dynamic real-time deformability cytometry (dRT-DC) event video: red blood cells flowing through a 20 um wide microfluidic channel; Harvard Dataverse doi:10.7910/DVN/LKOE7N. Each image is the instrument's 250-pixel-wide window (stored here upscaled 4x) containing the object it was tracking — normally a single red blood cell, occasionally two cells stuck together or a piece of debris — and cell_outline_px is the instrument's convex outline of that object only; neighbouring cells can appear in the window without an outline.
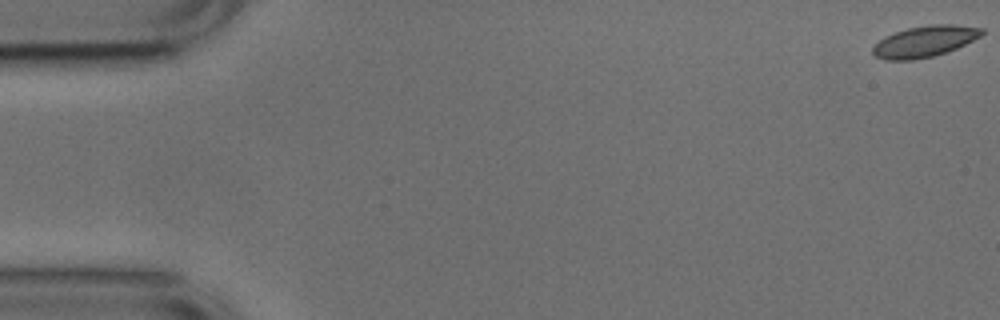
{"species": "common noctule bat (a hibernating species)", "species_latin": "Nyctalus noctula", "temperature_condition": "cold", "stored_images_in_passage": 54, "camera_frame_rate_fps": 3000, "um_per_image_px": 0.085, "animal": {"sex": "male", "body_mass_g": 17.9, "forearm_length_mm": 54.2}, "frame": {"image": 1, "passage_image": 1, "time_ms": 0.0, "image_size_px": [1000, 320], "cell_outline_px": [[984, 32], [980, 36], [956, 48], [932, 56], [912, 60], [888, 60], [876, 56], [872, 52], [872, 48], [884, 36], [908, 28], [928, 24], [956, 24], [984, 28]], "centroid_in_image_um": [78.6, 3.5], "position_along_channel_um": 6.4, "area_um2": 19.59}}
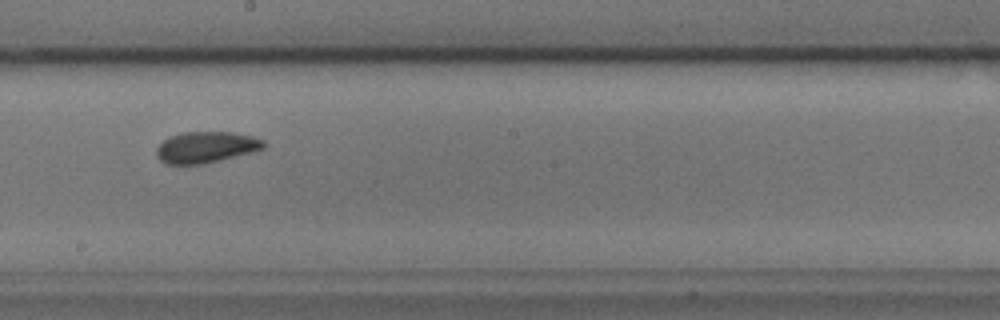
{"frame": {"image": 2, "passage_image": 30, "time_ms": 9.667, "image_size_px": [1000, 320], "cell_outline_px": [[268, 144], [264, 148], [252, 152], [204, 164], [164, 164], [156, 156], [156, 148], [168, 136], [184, 132], [232, 132], [252, 136], [264, 140]], "centroid_in_image_um": [17.51, 12.51], "position_along_channel_um": 230.7, "area_um2": 19.65}}
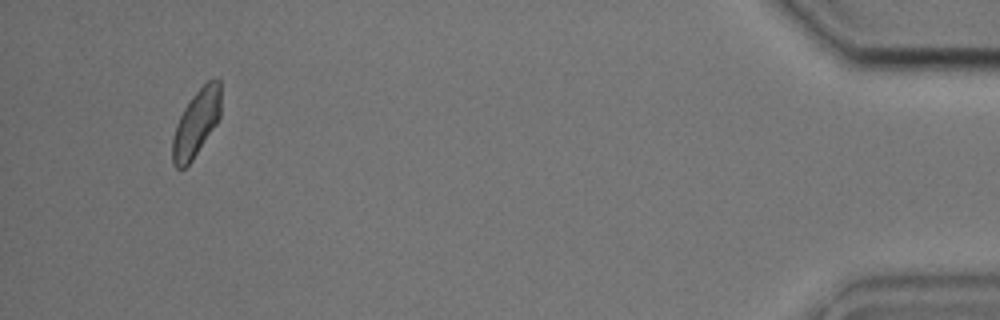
{"frame": {"image": 3, "passage_image": 51, "time_ms": 16.667, "image_size_px": [1000, 320], "cell_outline_px": [[220, 116], [216, 124], [192, 160], [184, 168], [176, 168], [172, 164], [172, 136], [176, 124], [184, 108], [192, 96], [208, 80], [216, 76], [220, 80]], "centroid_in_image_um": [16.67, 10.45], "position_along_channel_um": 418.5, "area_um2": 18.79}, "authors_computed_cell_mechanics": {"area_um2": 19.363, "velocity_mm_per_s": 3.7493, "shape_relaxation_time_tau1_ms": 5.1897, "shape_relaxation_time_tau2_ms": 3.8223, "deformation_change_tau1": 0.1105, "deformation_change_tau2": 0.0597}}